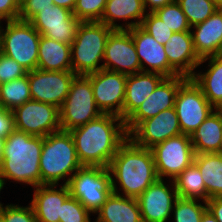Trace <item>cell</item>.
Here are the masks:
<instances>
[{
  "label": "cell",
  "mask_w": 222,
  "mask_h": 222,
  "mask_svg": "<svg viewBox=\"0 0 222 222\" xmlns=\"http://www.w3.org/2000/svg\"><path fill=\"white\" fill-rule=\"evenodd\" d=\"M116 122H119L115 125ZM82 166L108 168L119 147L128 139L125 122L113 114H101L69 131Z\"/></svg>",
  "instance_id": "6da1fadb"
},
{
  "label": "cell",
  "mask_w": 222,
  "mask_h": 222,
  "mask_svg": "<svg viewBox=\"0 0 222 222\" xmlns=\"http://www.w3.org/2000/svg\"><path fill=\"white\" fill-rule=\"evenodd\" d=\"M43 137L14 130L6 139L4 154L0 163V182L4 179L27 183L34 187L41 185L40 157Z\"/></svg>",
  "instance_id": "7a4b0ae2"
},
{
  "label": "cell",
  "mask_w": 222,
  "mask_h": 222,
  "mask_svg": "<svg viewBox=\"0 0 222 222\" xmlns=\"http://www.w3.org/2000/svg\"><path fill=\"white\" fill-rule=\"evenodd\" d=\"M108 169L126 197L138 198L159 179L152 150L135 145L129 138L119 147Z\"/></svg>",
  "instance_id": "3957f363"
},
{
  "label": "cell",
  "mask_w": 222,
  "mask_h": 222,
  "mask_svg": "<svg viewBox=\"0 0 222 222\" xmlns=\"http://www.w3.org/2000/svg\"><path fill=\"white\" fill-rule=\"evenodd\" d=\"M82 167L78 160L75 143L69 131L59 130L43 137L40 157L42 184H58L69 173Z\"/></svg>",
  "instance_id": "277c9868"
},
{
  "label": "cell",
  "mask_w": 222,
  "mask_h": 222,
  "mask_svg": "<svg viewBox=\"0 0 222 222\" xmlns=\"http://www.w3.org/2000/svg\"><path fill=\"white\" fill-rule=\"evenodd\" d=\"M111 27L99 21L81 22L71 44V65L76 75H88L103 69V59Z\"/></svg>",
  "instance_id": "5b68a950"
},
{
  "label": "cell",
  "mask_w": 222,
  "mask_h": 222,
  "mask_svg": "<svg viewBox=\"0 0 222 222\" xmlns=\"http://www.w3.org/2000/svg\"><path fill=\"white\" fill-rule=\"evenodd\" d=\"M40 37L29 21H7L5 31L0 26V52L30 72L37 69Z\"/></svg>",
  "instance_id": "8992f818"
},
{
  "label": "cell",
  "mask_w": 222,
  "mask_h": 222,
  "mask_svg": "<svg viewBox=\"0 0 222 222\" xmlns=\"http://www.w3.org/2000/svg\"><path fill=\"white\" fill-rule=\"evenodd\" d=\"M64 184L90 213H96L112 193V176L106 167L82 166Z\"/></svg>",
  "instance_id": "52a82bcc"
},
{
  "label": "cell",
  "mask_w": 222,
  "mask_h": 222,
  "mask_svg": "<svg viewBox=\"0 0 222 222\" xmlns=\"http://www.w3.org/2000/svg\"><path fill=\"white\" fill-rule=\"evenodd\" d=\"M59 114L61 130L65 131L82 126L102 114L96 106L91 81L85 75L74 78Z\"/></svg>",
  "instance_id": "ba28073f"
},
{
  "label": "cell",
  "mask_w": 222,
  "mask_h": 222,
  "mask_svg": "<svg viewBox=\"0 0 222 222\" xmlns=\"http://www.w3.org/2000/svg\"><path fill=\"white\" fill-rule=\"evenodd\" d=\"M151 150L159 179L171 176L174 180L193 163L195 156L191 136L182 133L155 145Z\"/></svg>",
  "instance_id": "9c48e42d"
},
{
  "label": "cell",
  "mask_w": 222,
  "mask_h": 222,
  "mask_svg": "<svg viewBox=\"0 0 222 222\" xmlns=\"http://www.w3.org/2000/svg\"><path fill=\"white\" fill-rule=\"evenodd\" d=\"M174 108L182 134L190 136L214 110L191 78L179 87Z\"/></svg>",
  "instance_id": "30bf717a"
},
{
  "label": "cell",
  "mask_w": 222,
  "mask_h": 222,
  "mask_svg": "<svg viewBox=\"0 0 222 222\" xmlns=\"http://www.w3.org/2000/svg\"><path fill=\"white\" fill-rule=\"evenodd\" d=\"M12 112L16 130L41 137L61 130L59 108L54 105L31 99Z\"/></svg>",
  "instance_id": "8fae6325"
},
{
  "label": "cell",
  "mask_w": 222,
  "mask_h": 222,
  "mask_svg": "<svg viewBox=\"0 0 222 222\" xmlns=\"http://www.w3.org/2000/svg\"><path fill=\"white\" fill-rule=\"evenodd\" d=\"M85 76L91 81L95 103L101 113L113 114L123 120L127 75L101 69Z\"/></svg>",
  "instance_id": "7c38bea8"
},
{
  "label": "cell",
  "mask_w": 222,
  "mask_h": 222,
  "mask_svg": "<svg viewBox=\"0 0 222 222\" xmlns=\"http://www.w3.org/2000/svg\"><path fill=\"white\" fill-rule=\"evenodd\" d=\"M31 99L61 108L71 83L77 76L73 71H46L34 69L27 72Z\"/></svg>",
  "instance_id": "4fadbf2b"
},
{
  "label": "cell",
  "mask_w": 222,
  "mask_h": 222,
  "mask_svg": "<svg viewBox=\"0 0 222 222\" xmlns=\"http://www.w3.org/2000/svg\"><path fill=\"white\" fill-rule=\"evenodd\" d=\"M103 69L132 75L141 71L140 60L128 29H114L108 36ZM113 65V66H112Z\"/></svg>",
  "instance_id": "5bb4252c"
},
{
  "label": "cell",
  "mask_w": 222,
  "mask_h": 222,
  "mask_svg": "<svg viewBox=\"0 0 222 222\" xmlns=\"http://www.w3.org/2000/svg\"><path fill=\"white\" fill-rule=\"evenodd\" d=\"M29 22L42 36L69 45L73 43L81 23L73 11L54 4L40 10Z\"/></svg>",
  "instance_id": "9a60e30c"
},
{
  "label": "cell",
  "mask_w": 222,
  "mask_h": 222,
  "mask_svg": "<svg viewBox=\"0 0 222 222\" xmlns=\"http://www.w3.org/2000/svg\"><path fill=\"white\" fill-rule=\"evenodd\" d=\"M181 133L177 113L173 107L140 122L128 134V138L137 146L151 149L155 145Z\"/></svg>",
  "instance_id": "2e32d148"
},
{
  "label": "cell",
  "mask_w": 222,
  "mask_h": 222,
  "mask_svg": "<svg viewBox=\"0 0 222 222\" xmlns=\"http://www.w3.org/2000/svg\"><path fill=\"white\" fill-rule=\"evenodd\" d=\"M187 79L188 78L181 75L166 77L125 121L127 134H129L140 122L156 116L163 110L173 108L177 91Z\"/></svg>",
  "instance_id": "e0dca14e"
},
{
  "label": "cell",
  "mask_w": 222,
  "mask_h": 222,
  "mask_svg": "<svg viewBox=\"0 0 222 222\" xmlns=\"http://www.w3.org/2000/svg\"><path fill=\"white\" fill-rule=\"evenodd\" d=\"M171 192L164 184L163 179H158L151 184L138 198V203L143 222H166L173 211V206L178 198L175 184Z\"/></svg>",
  "instance_id": "ac0fdd59"
},
{
  "label": "cell",
  "mask_w": 222,
  "mask_h": 222,
  "mask_svg": "<svg viewBox=\"0 0 222 222\" xmlns=\"http://www.w3.org/2000/svg\"><path fill=\"white\" fill-rule=\"evenodd\" d=\"M128 30L132 35L137 56L140 60L141 71L156 72L165 77L178 76V74L170 67L164 50V45L159 44L153 36L149 35L140 26L133 27ZM143 61L152 69H145Z\"/></svg>",
  "instance_id": "d6986e66"
},
{
  "label": "cell",
  "mask_w": 222,
  "mask_h": 222,
  "mask_svg": "<svg viewBox=\"0 0 222 222\" xmlns=\"http://www.w3.org/2000/svg\"><path fill=\"white\" fill-rule=\"evenodd\" d=\"M164 50L170 67L178 75L191 78L193 70L200 66L201 59L194 50L191 31L174 32L164 44Z\"/></svg>",
  "instance_id": "ffe728a7"
},
{
  "label": "cell",
  "mask_w": 222,
  "mask_h": 222,
  "mask_svg": "<svg viewBox=\"0 0 222 222\" xmlns=\"http://www.w3.org/2000/svg\"><path fill=\"white\" fill-rule=\"evenodd\" d=\"M193 46L200 59L222 55V9H217L204 22L194 25Z\"/></svg>",
  "instance_id": "44dd1931"
},
{
  "label": "cell",
  "mask_w": 222,
  "mask_h": 222,
  "mask_svg": "<svg viewBox=\"0 0 222 222\" xmlns=\"http://www.w3.org/2000/svg\"><path fill=\"white\" fill-rule=\"evenodd\" d=\"M166 77L156 72L127 75L123 104L125 122Z\"/></svg>",
  "instance_id": "7402d4cb"
},
{
  "label": "cell",
  "mask_w": 222,
  "mask_h": 222,
  "mask_svg": "<svg viewBox=\"0 0 222 222\" xmlns=\"http://www.w3.org/2000/svg\"><path fill=\"white\" fill-rule=\"evenodd\" d=\"M55 187V184H42L35 187L31 205L38 222H59L62 204L70 195V191L66 184L59 190Z\"/></svg>",
  "instance_id": "603a6c76"
},
{
  "label": "cell",
  "mask_w": 222,
  "mask_h": 222,
  "mask_svg": "<svg viewBox=\"0 0 222 222\" xmlns=\"http://www.w3.org/2000/svg\"><path fill=\"white\" fill-rule=\"evenodd\" d=\"M96 213V222H143L137 198L121 196L113 177L112 193Z\"/></svg>",
  "instance_id": "cb8c5ba5"
},
{
  "label": "cell",
  "mask_w": 222,
  "mask_h": 222,
  "mask_svg": "<svg viewBox=\"0 0 222 222\" xmlns=\"http://www.w3.org/2000/svg\"><path fill=\"white\" fill-rule=\"evenodd\" d=\"M37 69L46 71H72L71 45L41 35Z\"/></svg>",
  "instance_id": "d4e9b609"
},
{
  "label": "cell",
  "mask_w": 222,
  "mask_h": 222,
  "mask_svg": "<svg viewBox=\"0 0 222 222\" xmlns=\"http://www.w3.org/2000/svg\"><path fill=\"white\" fill-rule=\"evenodd\" d=\"M143 0H107L106 6L99 22L106 24L112 29H130L140 26L146 16ZM138 18V19H137ZM116 19H137L136 22L122 25L115 24ZM139 20V21H138Z\"/></svg>",
  "instance_id": "484cf974"
},
{
  "label": "cell",
  "mask_w": 222,
  "mask_h": 222,
  "mask_svg": "<svg viewBox=\"0 0 222 222\" xmlns=\"http://www.w3.org/2000/svg\"><path fill=\"white\" fill-rule=\"evenodd\" d=\"M209 59L210 69L203 74L194 73L191 79L216 110L222 106V55L203 58L199 65Z\"/></svg>",
  "instance_id": "4316f807"
},
{
  "label": "cell",
  "mask_w": 222,
  "mask_h": 222,
  "mask_svg": "<svg viewBox=\"0 0 222 222\" xmlns=\"http://www.w3.org/2000/svg\"><path fill=\"white\" fill-rule=\"evenodd\" d=\"M221 137L222 110L216 109L191 134L194 153H216Z\"/></svg>",
  "instance_id": "83f0119b"
},
{
  "label": "cell",
  "mask_w": 222,
  "mask_h": 222,
  "mask_svg": "<svg viewBox=\"0 0 222 222\" xmlns=\"http://www.w3.org/2000/svg\"><path fill=\"white\" fill-rule=\"evenodd\" d=\"M193 163L199 168L207 191V201L222 197V155L217 153L195 154Z\"/></svg>",
  "instance_id": "f1b7e54d"
},
{
  "label": "cell",
  "mask_w": 222,
  "mask_h": 222,
  "mask_svg": "<svg viewBox=\"0 0 222 222\" xmlns=\"http://www.w3.org/2000/svg\"><path fill=\"white\" fill-rule=\"evenodd\" d=\"M178 197L207 201V191L199 168L192 163L183 170L174 180Z\"/></svg>",
  "instance_id": "f546056e"
},
{
  "label": "cell",
  "mask_w": 222,
  "mask_h": 222,
  "mask_svg": "<svg viewBox=\"0 0 222 222\" xmlns=\"http://www.w3.org/2000/svg\"><path fill=\"white\" fill-rule=\"evenodd\" d=\"M29 100H31V93L27 74L0 84L1 107L13 110Z\"/></svg>",
  "instance_id": "4dcf8cb0"
},
{
  "label": "cell",
  "mask_w": 222,
  "mask_h": 222,
  "mask_svg": "<svg viewBox=\"0 0 222 222\" xmlns=\"http://www.w3.org/2000/svg\"><path fill=\"white\" fill-rule=\"evenodd\" d=\"M192 27L204 22L218 7L210 0H176Z\"/></svg>",
  "instance_id": "1f68e13d"
},
{
  "label": "cell",
  "mask_w": 222,
  "mask_h": 222,
  "mask_svg": "<svg viewBox=\"0 0 222 222\" xmlns=\"http://www.w3.org/2000/svg\"><path fill=\"white\" fill-rule=\"evenodd\" d=\"M198 199L178 197L174 203L175 222H201L202 215L207 210V205L196 203Z\"/></svg>",
  "instance_id": "d6a6232c"
},
{
  "label": "cell",
  "mask_w": 222,
  "mask_h": 222,
  "mask_svg": "<svg viewBox=\"0 0 222 222\" xmlns=\"http://www.w3.org/2000/svg\"><path fill=\"white\" fill-rule=\"evenodd\" d=\"M154 13L159 16L173 32L191 31V26L187 21L186 15L176 0L157 9Z\"/></svg>",
  "instance_id": "836d02e7"
},
{
  "label": "cell",
  "mask_w": 222,
  "mask_h": 222,
  "mask_svg": "<svg viewBox=\"0 0 222 222\" xmlns=\"http://www.w3.org/2000/svg\"><path fill=\"white\" fill-rule=\"evenodd\" d=\"M107 0H77L74 16L81 22L100 21Z\"/></svg>",
  "instance_id": "e575fe53"
},
{
  "label": "cell",
  "mask_w": 222,
  "mask_h": 222,
  "mask_svg": "<svg viewBox=\"0 0 222 222\" xmlns=\"http://www.w3.org/2000/svg\"><path fill=\"white\" fill-rule=\"evenodd\" d=\"M140 27L161 45L166 44L174 33L154 12L146 14Z\"/></svg>",
  "instance_id": "d590c367"
},
{
  "label": "cell",
  "mask_w": 222,
  "mask_h": 222,
  "mask_svg": "<svg viewBox=\"0 0 222 222\" xmlns=\"http://www.w3.org/2000/svg\"><path fill=\"white\" fill-rule=\"evenodd\" d=\"M89 213L80 201L69 195L62 204L59 222H90Z\"/></svg>",
  "instance_id": "8d00e7d4"
},
{
  "label": "cell",
  "mask_w": 222,
  "mask_h": 222,
  "mask_svg": "<svg viewBox=\"0 0 222 222\" xmlns=\"http://www.w3.org/2000/svg\"><path fill=\"white\" fill-rule=\"evenodd\" d=\"M0 218L3 222H38L32 205L19 207L10 204L3 207L0 203Z\"/></svg>",
  "instance_id": "74e56055"
},
{
  "label": "cell",
  "mask_w": 222,
  "mask_h": 222,
  "mask_svg": "<svg viewBox=\"0 0 222 222\" xmlns=\"http://www.w3.org/2000/svg\"><path fill=\"white\" fill-rule=\"evenodd\" d=\"M27 71L15 60L0 52V84L21 78Z\"/></svg>",
  "instance_id": "f35d334b"
},
{
  "label": "cell",
  "mask_w": 222,
  "mask_h": 222,
  "mask_svg": "<svg viewBox=\"0 0 222 222\" xmlns=\"http://www.w3.org/2000/svg\"><path fill=\"white\" fill-rule=\"evenodd\" d=\"M53 4V0H21L19 20L30 21L40 10Z\"/></svg>",
  "instance_id": "ab89813d"
},
{
  "label": "cell",
  "mask_w": 222,
  "mask_h": 222,
  "mask_svg": "<svg viewBox=\"0 0 222 222\" xmlns=\"http://www.w3.org/2000/svg\"><path fill=\"white\" fill-rule=\"evenodd\" d=\"M20 4L21 0H0V20H18L20 16Z\"/></svg>",
  "instance_id": "60d3db41"
},
{
  "label": "cell",
  "mask_w": 222,
  "mask_h": 222,
  "mask_svg": "<svg viewBox=\"0 0 222 222\" xmlns=\"http://www.w3.org/2000/svg\"><path fill=\"white\" fill-rule=\"evenodd\" d=\"M15 129L12 110L0 108V138L6 139Z\"/></svg>",
  "instance_id": "b9f144b4"
},
{
  "label": "cell",
  "mask_w": 222,
  "mask_h": 222,
  "mask_svg": "<svg viewBox=\"0 0 222 222\" xmlns=\"http://www.w3.org/2000/svg\"><path fill=\"white\" fill-rule=\"evenodd\" d=\"M207 209L218 222H222V197H213L206 201Z\"/></svg>",
  "instance_id": "7bdbcfd3"
},
{
  "label": "cell",
  "mask_w": 222,
  "mask_h": 222,
  "mask_svg": "<svg viewBox=\"0 0 222 222\" xmlns=\"http://www.w3.org/2000/svg\"><path fill=\"white\" fill-rule=\"evenodd\" d=\"M175 0H143L144 7H148L149 4V9L150 12H155L157 9H160L164 7L167 4H170L174 2Z\"/></svg>",
  "instance_id": "ee69618b"
},
{
  "label": "cell",
  "mask_w": 222,
  "mask_h": 222,
  "mask_svg": "<svg viewBox=\"0 0 222 222\" xmlns=\"http://www.w3.org/2000/svg\"><path fill=\"white\" fill-rule=\"evenodd\" d=\"M77 0H53L54 5L73 11Z\"/></svg>",
  "instance_id": "f6af8a7d"
},
{
  "label": "cell",
  "mask_w": 222,
  "mask_h": 222,
  "mask_svg": "<svg viewBox=\"0 0 222 222\" xmlns=\"http://www.w3.org/2000/svg\"><path fill=\"white\" fill-rule=\"evenodd\" d=\"M201 222H218L212 213L207 209L202 215Z\"/></svg>",
  "instance_id": "bcb514c9"
},
{
  "label": "cell",
  "mask_w": 222,
  "mask_h": 222,
  "mask_svg": "<svg viewBox=\"0 0 222 222\" xmlns=\"http://www.w3.org/2000/svg\"><path fill=\"white\" fill-rule=\"evenodd\" d=\"M4 144H5V139L0 138V163L2 162L4 154Z\"/></svg>",
  "instance_id": "7dc6e473"
},
{
  "label": "cell",
  "mask_w": 222,
  "mask_h": 222,
  "mask_svg": "<svg viewBox=\"0 0 222 222\" xmlns=\"http://www.w3.org/2000/svg\"><path fill=\"white\" fill-rule=\"evenodd\" d=\"M214 3L219 9H222V0H210Z\"/></svg>",
  "instance_id": "c3c4849f"
},
{
  "label": "cell",
  "mask_w": 222,
  "mask_h": 222,
  "mask_svg": "<svg viewBox=\"0 0 222 222\" xmlns=\"http://www.w3.org/2000/svg\"><path fill=\"white\" fill-rule=\"evenodd\" d=\"M216 153L222 155V137H221V140H220L219 149Z\"/></svg>",
  "instance_id": "681fc988"
}]
</instances>
